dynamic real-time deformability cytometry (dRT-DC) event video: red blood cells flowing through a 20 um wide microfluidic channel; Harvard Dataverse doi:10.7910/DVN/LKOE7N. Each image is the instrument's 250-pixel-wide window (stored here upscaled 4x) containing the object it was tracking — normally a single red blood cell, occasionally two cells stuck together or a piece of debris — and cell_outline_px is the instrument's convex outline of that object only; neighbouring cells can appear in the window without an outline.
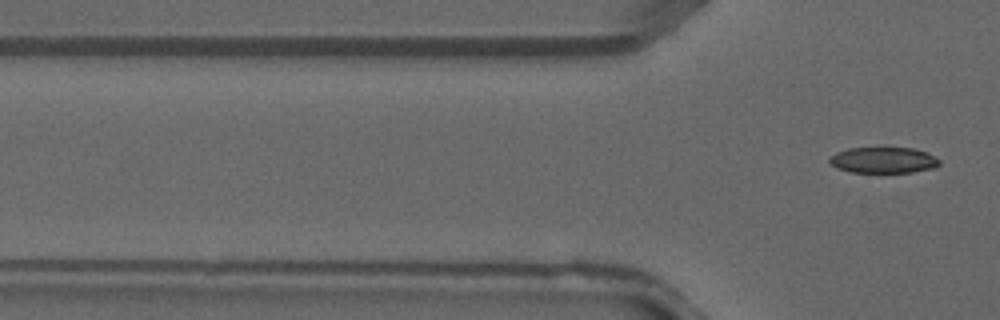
{"species": "common noctule bat (a hibernating species)", "species_latin": "Nyctalus noctula", "temperature_condition": "warm", "stored_images_in_passage": 5, "camera_frame_rate_fps": 3000, "um_per_image_px": 0.085, "animal": {"sex": "male", "forearm_length_mm": 52.5}, "frame": {"image": 1, "passage_image": 5, "time_ms": 1.333, "image_size_px": [1000, 320], "cell_outline_px": [[940, 164], [936, 168], [912, 172], [852, 172], [836, 168], [828, 160], [836, 152], [848, 148], [912, 148], [928, 152], [940, 160]], "centroid_in_image_um": [75.13, 13.61], "position_along_channel_um": 50.7, "area_um2": 16.65}}